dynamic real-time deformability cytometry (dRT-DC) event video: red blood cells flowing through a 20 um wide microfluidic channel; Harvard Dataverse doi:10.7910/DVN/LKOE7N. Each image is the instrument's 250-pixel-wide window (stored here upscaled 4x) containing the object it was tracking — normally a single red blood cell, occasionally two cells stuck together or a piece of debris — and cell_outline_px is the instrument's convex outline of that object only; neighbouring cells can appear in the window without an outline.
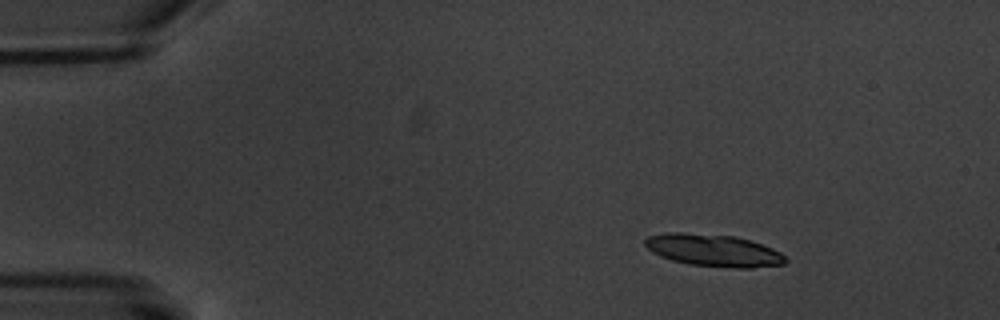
{"species": "common noctule bat (a hibernating species)", "species_latin": "Nyctalus noctula", "temperature_condition": "warm", "stored_images_in_passage": 6, "camera_frame_rate_fps": 3000, "um_per_image_px": 0.085, "animal": {"sex": "male", "body_mass_g": 20.1, "forearm_length_mm": 53.5}, "frame": {"image": 1, "passage_image": 2, "time_ms": 1.0, "image_size_px": [1000, 320], "cell_outline_px": [[788, 260], [784, 264], [752, 268], [732, 268], [688, 264], [672, 260], [660, 256], [652, 252], [644, 244], [644, 240], [648, 236], [664, 232], [680, 232], [736, 236], [772, 248], [780, 252]], "centroid_in_image_um": [60.62, 21.28], "position_along_channel_um": 24.4, "area_um2": 26.41}}
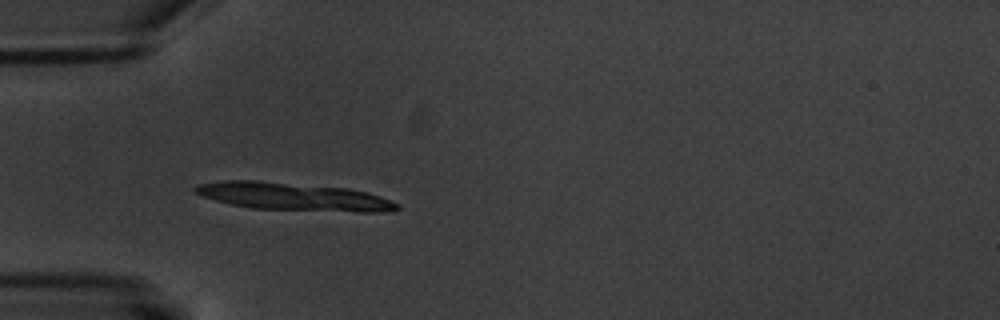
{"frame": {"image": 2, "passage_image": 5, "time_ms": 4.333, "image_size_px": [1000, 320], "cell_outline_px": [[400, 208], [380, 212], [360, 212], [252, 208], [232, 204], [216, 200], [204, 196], [196, 192], [192, 188], [196, 184], [224, 180], [256, 180], [348, 188], [368, 192], [380, 196], [400, 204]], "centroid_in_image_um": [24.96, 16.7], "position_along_channel_um": 60.0, "area_um2": 32.54}}